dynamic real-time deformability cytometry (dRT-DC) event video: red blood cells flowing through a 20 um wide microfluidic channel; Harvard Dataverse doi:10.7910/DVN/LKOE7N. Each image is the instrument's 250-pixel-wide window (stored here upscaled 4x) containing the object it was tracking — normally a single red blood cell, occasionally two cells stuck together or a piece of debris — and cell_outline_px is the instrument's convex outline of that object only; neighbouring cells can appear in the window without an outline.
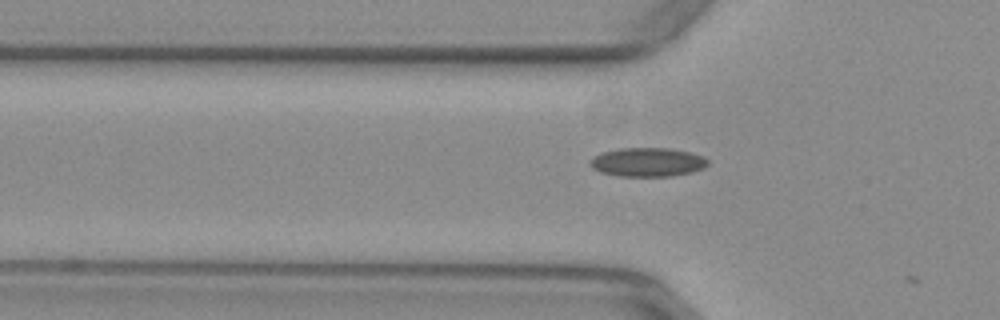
{"species": "common noctule bat (a hibernating species)", "species_latin": "Nyctalus noctula", "temperature_condition": "warm", "stored_images_in_passage": 4, "camera_frame_rate_fps": 3000, "um_per_image_px": 0.085, "animal": {"sex": "female", "body_mass_g": 29.2, "forearm_length_mm": 56.3}, "frame": {"image": 1, "passage_image": 3, "time_ms": 0.667, "image_size_px": [1000, 320], "cell_outline_px": [[708, 164], [704, 168], [692, 172], [672, 176], [620, 176], [600, 172], [592, 168], [592, 156], [600, 152], [620, 148], [668, 148], [692, 152], [704, 156], [708, 160]], "centroid_in_image_um": [55.07, 13.77], "position_along_channel_um": 70.7, "area_um2": 19.94}}